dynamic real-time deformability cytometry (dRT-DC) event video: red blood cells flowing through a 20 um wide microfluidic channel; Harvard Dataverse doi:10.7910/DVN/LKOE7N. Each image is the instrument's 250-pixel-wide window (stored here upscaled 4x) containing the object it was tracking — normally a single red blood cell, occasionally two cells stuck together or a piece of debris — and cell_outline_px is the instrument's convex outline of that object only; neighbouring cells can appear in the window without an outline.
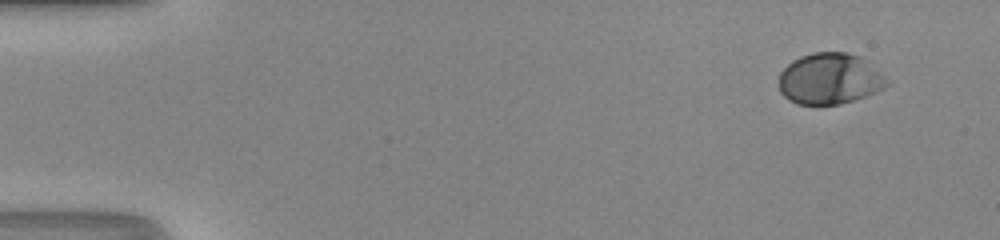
{"species": "human", "species_latin": "Homo sapiens", "temperature_condition": "room temperature", "stored_images_in_passage": 48, "camera_frame_rate_fps": 3000, "um_per_image_px": 0.085, "donor": {"sex": "male"}, "frame": {"image": 1, "passage_image": 1, "time_ms": 0.0, "image_size_px": [1000, 240], "cell_outline_px": [[888, 84], [884, 88], [876, 92], [840, 104], [796, 104], [788, 100], [780, 92], [780, 72], [792, 60], [800, 56], [812, 52], [848, 52], [860, 56], [880, 72], [884, 76]], "centroid_in_image_um": [70.5, 6.68], "position_along_channel_um": 14.5, "area_um2": 32.02}}
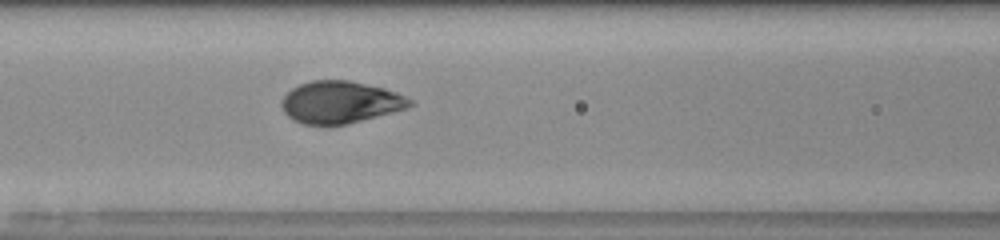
{"frame": {"image": 2, "passage_image": 20, "time_ms": 6.333, "image_size_px": [1000, 240], "cell_outline_px": [[416, 104], [408, 108], [348, 124], [304, 124], [288, 116], [284, 112], [280, 104], [280, 100], [292, 88], [300, 84], [312, 80], [348, 80], [384, 88], [396, 92], [412, 100]], "centroid_in_image_um": [28.94, 8.68], "position_along_channel_um": 137.7, "area_um2": 31.39}}
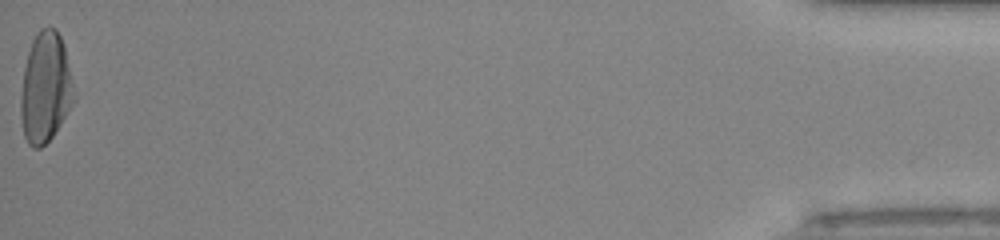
{"frame": {"image": 3, "passage_image": 48, "time_ms": 15.667, "image_size_px": [1000, 240], "cell_outline_px": [[76, 100], [52, 136], [40, 148], [32, 148], [28, 144], [24, 136], [20, 116], [20, 100], [24, 68], [28, 52], [32, 40], [36, 32], [40, 28], [56, 28], [60, 36], [64, 48], [76, 96]], "centroid_in_image_um": [3.85, 7.47], "position_along_channel_um": 431.3, "area_um2": 34.22}, "authors_computed_cell_mechanics": {"area_um2": 32.1368, "velocity_mm_per_s": 4.1936, "shape_relaxation_time_tau1_ms": 3.1678, "shape_relaxation_time_tau2_ms": null, "deformation_change_tau1": 0.1628, "deformation_change_tau2": null}}